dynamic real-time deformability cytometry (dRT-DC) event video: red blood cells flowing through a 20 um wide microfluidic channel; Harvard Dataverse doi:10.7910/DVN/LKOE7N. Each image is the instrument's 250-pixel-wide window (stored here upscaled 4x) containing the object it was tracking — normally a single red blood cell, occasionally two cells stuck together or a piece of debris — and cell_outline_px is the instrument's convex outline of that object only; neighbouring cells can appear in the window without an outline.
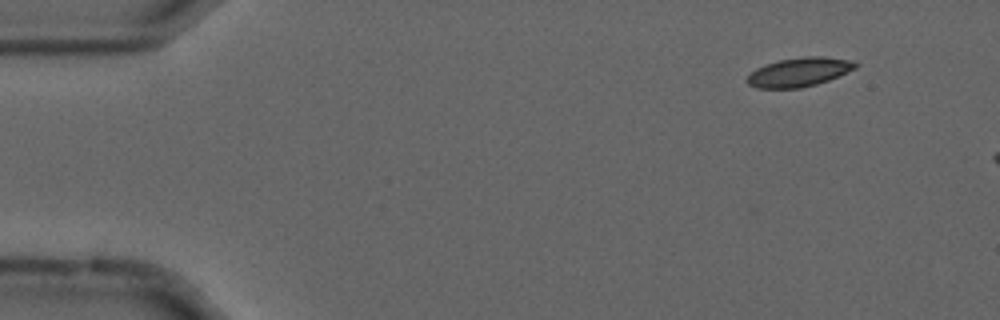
{"species": "common noctule bat (a hibernating species)", "species_latin": "Nyctalus noctula", "temperature_condition": "cold", "stored_images_in_passage": 12, "camera_frame_rate_fps": 3000, "um_per_image_px": 0.085, "animal": {"sex": "male", "forearm_length_mm": 52.5}, "frame": {"image": 1, "passage_image": 1, "time_ms": 0.0, "image_size_px": [1000, 320], "cell_outline_px": [[860, 64], [856, 68], [828, 80], [816, 84], [800, 88], [756, 88], [748, 84], [744, 80], [756, 68], [764, 64], [780, 60], [804, 56], [824, 56], [848, 60]], "centroid_in_image_um": [67.89, 6.13], "position_along_channel_um": 17.1, "area_um2": 18.26}}